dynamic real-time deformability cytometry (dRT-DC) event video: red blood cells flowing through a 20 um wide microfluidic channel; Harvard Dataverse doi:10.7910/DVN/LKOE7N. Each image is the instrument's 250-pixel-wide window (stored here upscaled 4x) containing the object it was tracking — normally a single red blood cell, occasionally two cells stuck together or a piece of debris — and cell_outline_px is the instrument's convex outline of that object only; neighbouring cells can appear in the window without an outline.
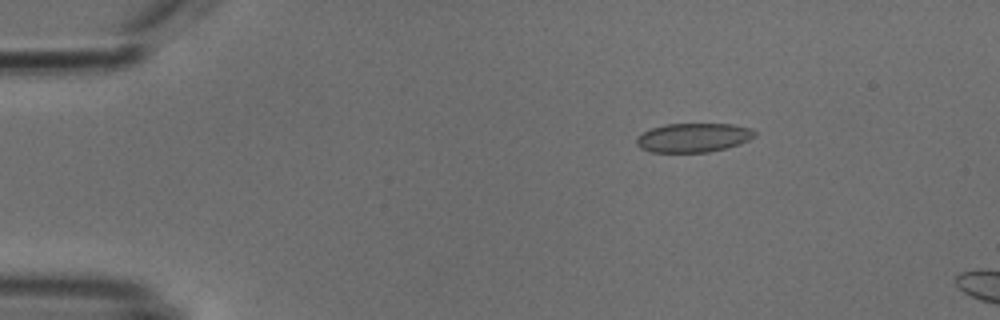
{"species": "common noctule bat (a hibernating species)", "species_latin": "Nyctalus noctula", "temperature_condition": "cold", "stored_images_in_passage": 4, "camera_frame_rate_fps": 3000, "um_per_image_px": 0.085, "animal": {"sex": "male", "body_mass_g": 18.8}, "frame": {"image": 1, "passage_image": 4, "time_ms": 3.667, "image_size_px": [1000, 320], "cell_outline_px": [[756, 136], [740, 144], [708, 152], [652, 152], [640, 148], [636, 144], [636, 136], [652, 128], [664, 124], [732, 124], [752, 128], [756, 132]], "centroid_in_image_um": [58.93, 11.69], "position_along_channel_um": 26.1, "area_um2": 20.06}}